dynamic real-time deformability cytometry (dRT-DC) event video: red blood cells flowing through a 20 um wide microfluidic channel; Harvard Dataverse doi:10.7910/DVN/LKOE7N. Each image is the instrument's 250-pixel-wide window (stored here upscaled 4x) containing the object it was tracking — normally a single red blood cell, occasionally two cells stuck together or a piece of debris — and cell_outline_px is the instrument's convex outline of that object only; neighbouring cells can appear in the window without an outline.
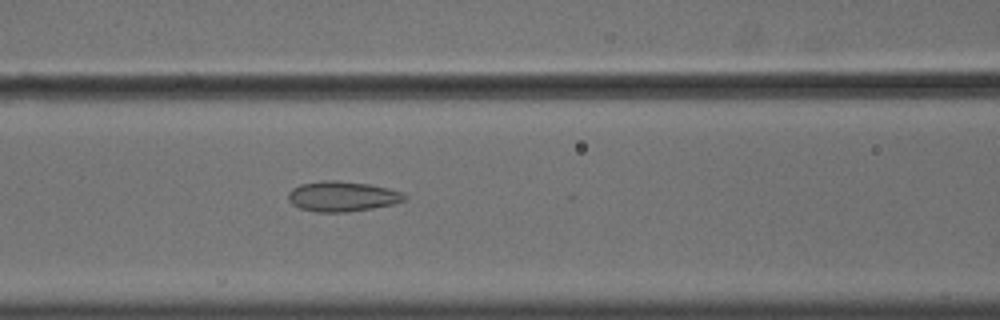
{"species": "common noctule bat (a hibernating species)", "species_latin": "Nyctalus noctula", "temperature_condition": "cold", "stored_images_in_passage": 34, "camera_frame_rate_fps": 3000, "um_per_image_px": 0.085, "animal": {"sex": "male", "body_mass_g": 18.8}, "frame": {"image": 1, "passage_image": 8, "time_ms": 2.333, "image_size_px": [1000, 320], "cell_outline_px": [[408, 196], [404, 200], [396, 204], [372, 208], [344, 212], [316, 212], [300, 208], [292, 204], [288, 200], [288, 192], [292, 188], [300, 184], [320, 180], [336, 180], [368, 184], [388, 188], [404, 192]], "centroid_in_image_um": [29.1, 16.68], "position_along_channel_um": 137.5, "area_um2": 20.63}}
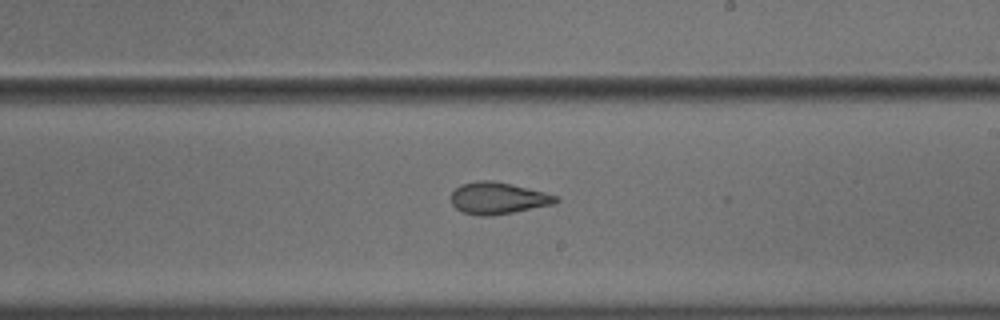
{"frame": {"image": 2, "passage_image": 17, "time_ms": 5.333, "image_size_px": [1000, 320], "cell_outline_px": [[560, 200], [556, 204], [512, 212], [488, 216], [480, 216], [464, 212], [456, 208], [452, 204], [452, 192], [460, 184], [476, 180], [492, 180], [512, 184], [560, 196]], "centroid_in_image_um": [42.36, 16.83], "position_along_channel_um": 246.6, "area_um2": 19.48}}
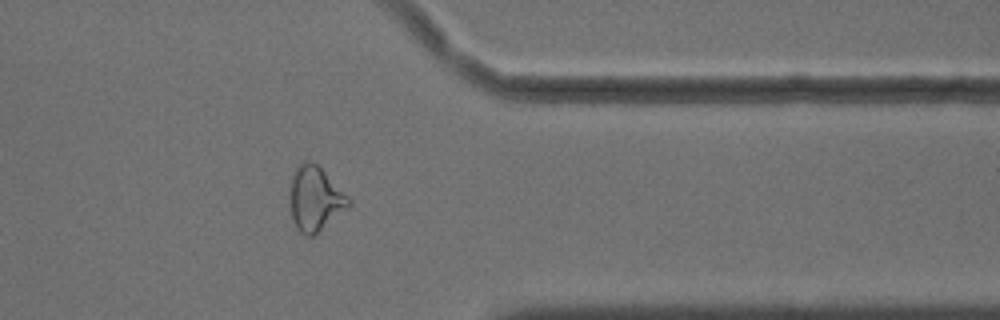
{"frame": {"image": 3, "passage_image": 29, "time_ms": 9.333, "image_size_px": [1000, 320], "cell_outline_px": [[352, 204], [348, 208], [312, 236], [304, 236], [296, 228], [292, 216], [288, 200], [288, 196], [292, 176], [300, 160], [312, 160], [352, 200]], "centroid_in_image_um": [26.75, 16.88], "position_along_channel_um": 384.7, "area_um2": 22.2}, "authors_computed_cell_mechanics": {"area_um2": 20.0277, "velocity_mm_per_s": 3.6372, "shape_relaxation_time_tau1_ms": null, "shape_relaxation_time_tau2_ms": 2.3335, "deformation_change_tau1": null, "deformation_change_tau2": 0.0764}}